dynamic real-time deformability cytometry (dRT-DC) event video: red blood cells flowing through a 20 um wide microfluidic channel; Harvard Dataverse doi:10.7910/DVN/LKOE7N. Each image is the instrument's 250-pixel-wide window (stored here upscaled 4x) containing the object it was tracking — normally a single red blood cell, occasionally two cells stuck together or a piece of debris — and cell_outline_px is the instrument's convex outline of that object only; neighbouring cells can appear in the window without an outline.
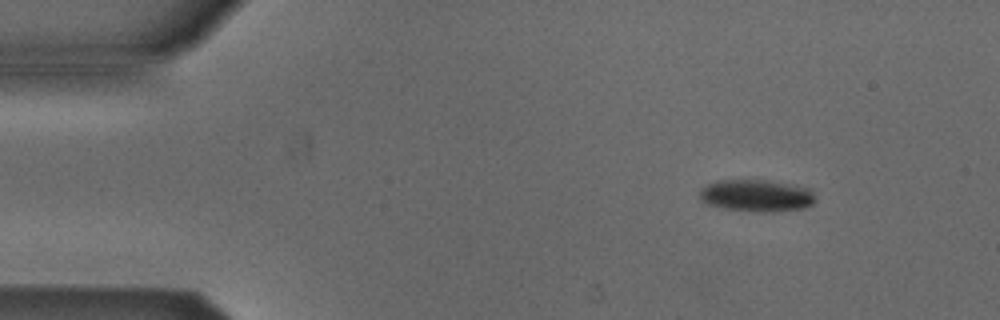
{"species": "Egyptian fruit bat (a non-hibernating species)", "species_latin": "Rousettus aegyptiacus", "temperature_condition": "cold", "stored_images_in_passage": 6, "camera_frame_rate_fps": 3000, "um_per_image_px": 0.085, "animal": {"sex": "male"}, "frame": {"image": 1, "passage_image": 1, "time_ms": 0.0, "image_size_px": [1000, 320], "cell_outline_px": [[812, 204], [804, 208], [764, 212], [724, 208], [708, 204], [700, 200], [700, 188], [716, 180], [764, 180], [808, 188], [812, 192]], "centroid_in_image_um": [64.23, 16.62], "position_along_channel_um": 20.8, "area_um2": 21.1}}
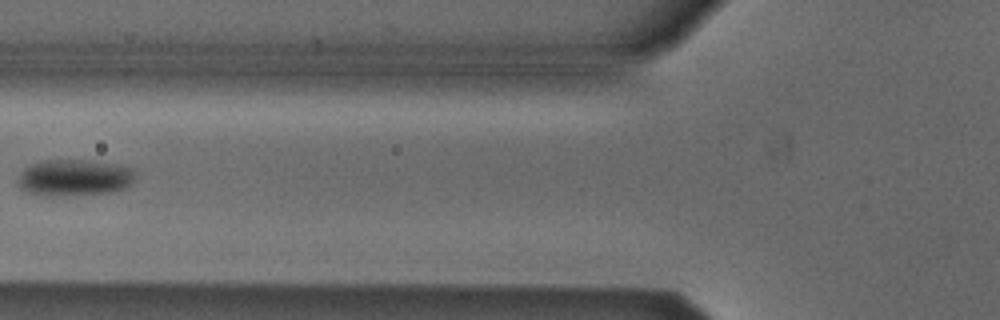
{"frame": {"image": 2, "passage_image": 5, "time_ms": 1.333, "image_size_px": [1000, 320], "cell_outline_px": [[132, 184], [128, 188], [112, 192], [60, 196], [36, 196], [24, 192], [20, 188], [16, 180], [20, 172], [24, 168], [32, 164], [44, 160], [92, 160], [116, 164], [128, 168], [132, 172]], "centroid_in_image_um": [6.23, 15.12], "position_along_channel_um": 119.6, "area_um2": 25.32}}
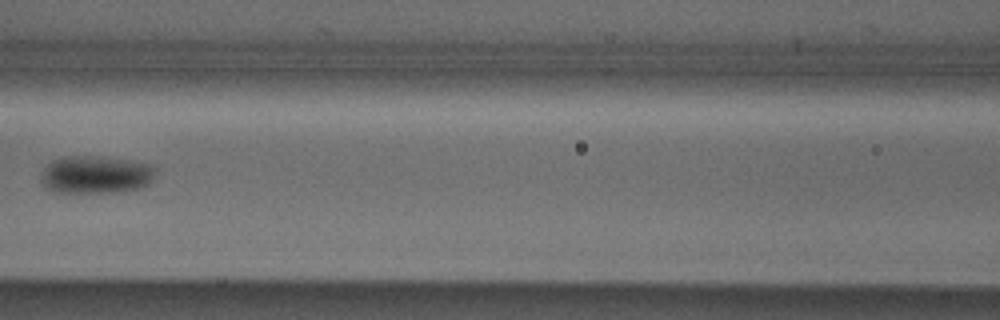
{"frame": {"image": 3, "passage_image": 6, "time_ms": 1.667, "image_size_px": [1000, 320], "cell_outline_px": [[152, 180], [144, 188], [124, 192], [56, 192], [48, 188], [40, 180], [44, 168], [48, 164], [56, 160], [68, 156], [100, 156], [148, 164], [152, 168]], "centroid_in_image_um": [8.13, 14.87], "position_along_channel_um": 158.5, "area_um2": 24.8}}